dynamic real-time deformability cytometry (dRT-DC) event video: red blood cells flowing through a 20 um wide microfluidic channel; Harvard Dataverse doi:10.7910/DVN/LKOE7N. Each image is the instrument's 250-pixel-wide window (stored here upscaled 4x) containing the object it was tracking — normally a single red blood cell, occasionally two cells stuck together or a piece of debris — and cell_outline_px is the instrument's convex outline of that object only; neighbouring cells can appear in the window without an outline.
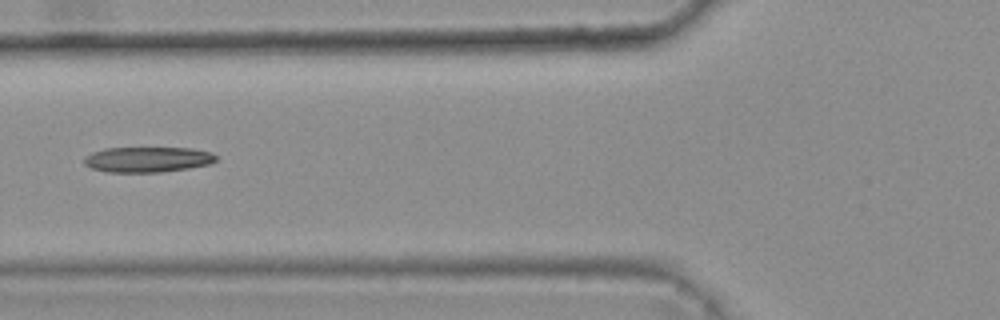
{"species": "common noctule bat (a hibernating species)", "species_latin": "Nyctalus noctula", "temperature_condition": "warm", "stored_images_in_passage": 6, "camera_frame_rate_fps": 3000, "um_per_image_px": 0.085, "animal": {"sex": "female", "body_mass_g": 25.1}, "frame": {"image": 1, "passage_image": 5, "time_ms": 1.333, "image_size_px": [1000, 320], "cell_outline_px": [[216, 160], [208, 164], [188, 168], [160, 172], [108, 172], [92, 168], [84, 164], [84, 156], [92, 152], [104, 148], [192, 148], [212, 152], [216, 156]], "centroid_in_image_um": [12.52, 13.55], "position_along_channel_um": 113.3, "area_um2": 19.48}}
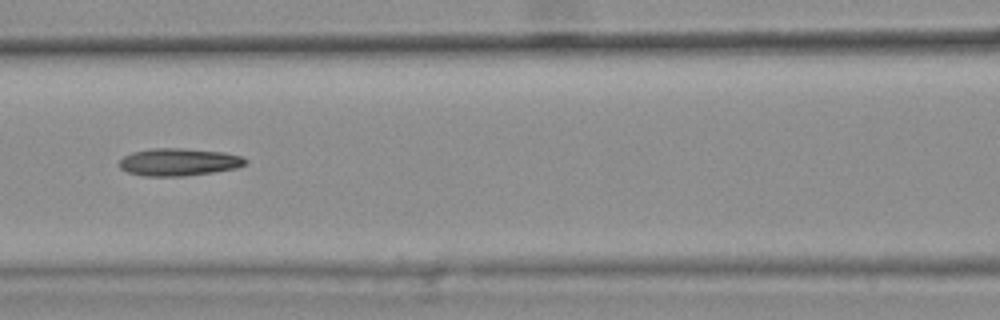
{"frame": {"image": 2, "passage_image": 6, "time_ms": 1.667, "image_size_px": [1000, 320], "cell_outline_px": [[248, 164], [236, 168], [212, 172], [184, 176], [144, 176], [128, 172], [120, 168], [116, 164], [124, 156], [132, 152], [152, 148], [184, 148], [224, 152], [240, 156], [248, 160]], "centroid_in_image_um": [15.18, 13.77], "position_along_channel_um": 151.4, "area_um2": 20.35}}